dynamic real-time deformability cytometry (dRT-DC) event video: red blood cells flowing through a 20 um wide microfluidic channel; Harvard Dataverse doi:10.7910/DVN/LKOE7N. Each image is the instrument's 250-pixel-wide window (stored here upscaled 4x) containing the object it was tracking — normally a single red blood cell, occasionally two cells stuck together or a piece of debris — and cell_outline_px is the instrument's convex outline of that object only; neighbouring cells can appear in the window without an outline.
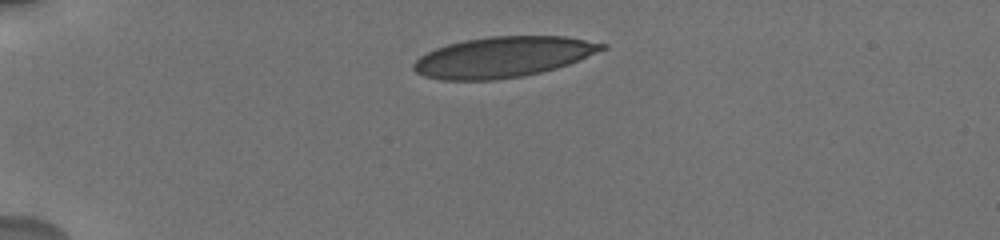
{"species": "human", "species_latin": "Homo sapiens", "temperature_condition": "cold", "stored_images_in_passage": 9, "camera_frame_rate_fps": 3000, "um_per_image_px": 0.085, "donor": {"sex": "male"}, "frame": {"image": 1, "passage_image": 1, "time_ms": 0.0, "image_size_px": [1000, 240], "cell_outline_px": [[608, 48], [568, 64], [556, 68], [524, 76], [496, 80], [440, 80], [424, 76], [416, 72], [412, 68], [412, 64], [420, 56], [436, 48], [448, 44], [464, 40], [488, 36], [564, 36], [608, 44]], "centroid_in_image_um": [42.75, 4.85], "position_along_channel_um": 42.3, "area_um2": 44.62}}
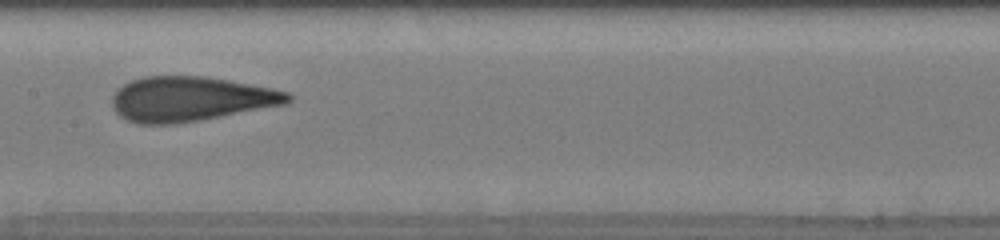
{"frame": {"image": 2, "passage_image": 6, "time_ms": 5.333, "image_size_px": [1000, 240], "cell_outline_px": [[296, 96], [288, 104], [200, 120], [176, 124], [140, 124], [128, 120], [120, 116], [112, 108], [112, 96], [124, 84], [132, 80], [144, 76], [204, 76], [228, 80], [272, 88], [288, 92]], "centroid_in_image_um": [16.23, 8.41], "position_along_channel_um": 191.2, "area_um2": 45.95}}
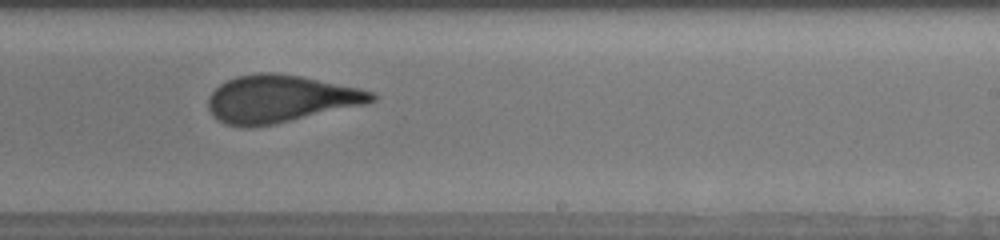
{"frame": {"image": 3, "passage_image": 8, "time_ms": 7.333, "image_size_px": [1000, 240], "cell_outline_px": [[376, 100], [368, 104], [276, 124], [252, 128], [244, 128], [224, 124], [212, 116], [208, 108], [208, 96], [220, 84], [236, 76], [260, 72], [272, 72], [300, 76], [360, 88], [376, 92]], "centroid_in_image_um": [23.83, 8.42], "position_along_channel_um": 265.2, "area_um2": 45.72}}